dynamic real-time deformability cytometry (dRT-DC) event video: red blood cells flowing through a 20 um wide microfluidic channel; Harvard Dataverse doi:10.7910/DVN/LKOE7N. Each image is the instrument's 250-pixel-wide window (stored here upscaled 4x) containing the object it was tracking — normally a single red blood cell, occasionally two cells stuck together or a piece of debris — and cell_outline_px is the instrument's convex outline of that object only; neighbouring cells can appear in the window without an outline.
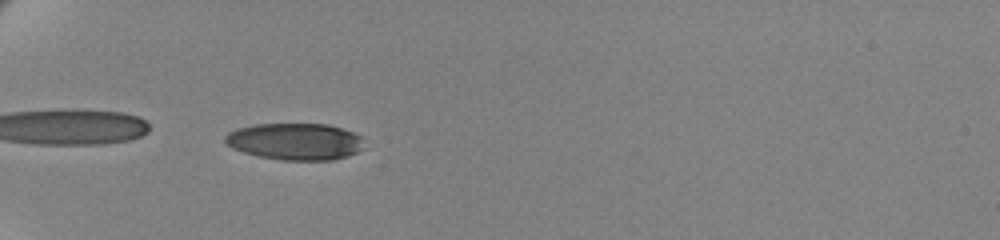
{"species": "human", "species_latin": "Homo sapiens", "temperature_condition": "cold", "stored_images_in_passage": 41, "camera_frame_rate_fps": 3000, "um_per_image_px": 0.085, "donor": {"sex": "female"}, "frame": {"image": 1, "passage_image": 2, "time_ms": 0.333, "image_size_px": [1000, 240], "cell_outline_px": [[364, 148], [348, 156], [332, 160], [280, 160], [260, 156], [244, 152], [232, 148], [224, 140], [224, 136], [228, 132], [236, 128], [252, 124], [328, 124], [364, 136]], "centroid_in_image_um": [25.11, 12.02], "position_along_channel_um": 59.9, "area_um2": 30.06}}
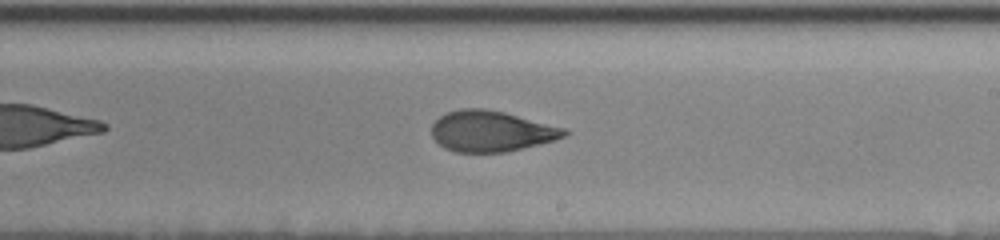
{"frame": {"image": 2, "passage_image": 20, "time_ms": 6.333, "image_size_px": [1000, 240], "cell_outline_px": [[572, 132], [556, 140], [540, 144], [504, 152], [456, 152], [444, 148], [432, 136], [432, 124], [440, 116], [448, 112], [460, 108], [484, 108], [504, 112], [568, 128]], "centroid_in_image_um": [41.8, 11.14], "position_along_channel_um": 247.2, "area_um2": 31.73}}
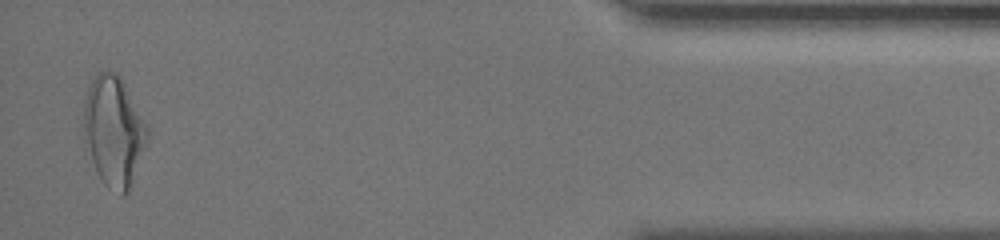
{"frame": {"image": 3, "passage_image": 40, "time_ms": 13.0, "image_size_px": [1000, 240], "cell_outline_px": [[148, 140], [128, 192], [124, 196], [120, 196], [108, 188], [104, 184], [96, 168], [92, 156], [84, 124], [84, 100], [88, 88], [96, 72], [116, 72], [120, 76], [148, 124]], "centroid_in_image_um": [9.72, 11.13], "position_along_channel_um": 425.5, "area_um2": 40.11}, "authors_computed_cell_mechanics": {"area_um2": 32.4258, "velocity_mm_per_s": 3.4569, "shape_relaxation_time_tau1_ms": 5.2326, "shape_relaxation_time_tau2_ms": 1.8114, "deformation_change_tau1": 0.1648, "deformation_change_tau2": 0.0852}}